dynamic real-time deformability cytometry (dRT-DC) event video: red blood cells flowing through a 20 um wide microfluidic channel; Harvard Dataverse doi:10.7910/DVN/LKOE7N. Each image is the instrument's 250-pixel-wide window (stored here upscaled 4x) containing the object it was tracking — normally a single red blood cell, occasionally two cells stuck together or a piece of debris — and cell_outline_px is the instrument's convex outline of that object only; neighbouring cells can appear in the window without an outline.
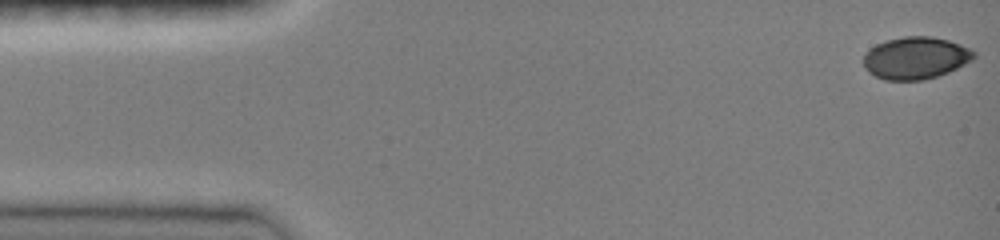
{"species": "common noctule bat (a hibernating species)", "species_latin": "Nyctalus noctula", "temperature_condition": "room temperature", "stored_images_in_passage": 14, "camera_frame_rate_fps": 3000, "um_per_image_px": 0.085, "animal": {"sex": "female", "body_mass_g": 19.0, "forearm_length_mm": 51.5}, "frame": {"image": 1, "passage_image": 1, "time_ms": 0.0, "image_size_px": [1000, 240], "cell_outline_px": [[976, 56], [972, 60], [948, 72], [924, 80], [884, 80], [868, 72], [864, 68], [864, 56], [876, 44], [888, 40], [904, 36], [932, 36], [948, 40], [960, 44], [976, 52]], "centroid_in_image_um": [77.84, 4.93], "position_along_channel_um": 7.2, "area_um2": 26.99}}
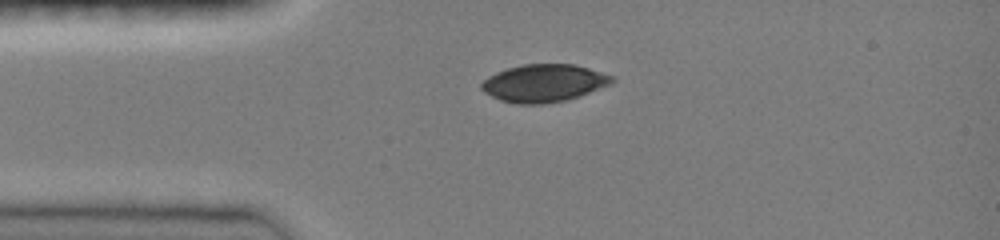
{"frame": {"image": 2, "passage_image": 9, "time_ms": 3.333, "image_size_px": [1000, 240], "cell_outline_px": [[616, 80], [612, 84], [580, 96], [564, 100], [544, 104], [516, 104], [500, 100], [484, 92], [480, 88], [480, 84], [488, 76], [496, 72], [508, 68], [524, 64], [572, 64], [588, 68], [612, 76]], "centroid_in_image_um": [46.22, 7.07], "position_along_channel_um": 38.8, "area_um2": 28.61}}